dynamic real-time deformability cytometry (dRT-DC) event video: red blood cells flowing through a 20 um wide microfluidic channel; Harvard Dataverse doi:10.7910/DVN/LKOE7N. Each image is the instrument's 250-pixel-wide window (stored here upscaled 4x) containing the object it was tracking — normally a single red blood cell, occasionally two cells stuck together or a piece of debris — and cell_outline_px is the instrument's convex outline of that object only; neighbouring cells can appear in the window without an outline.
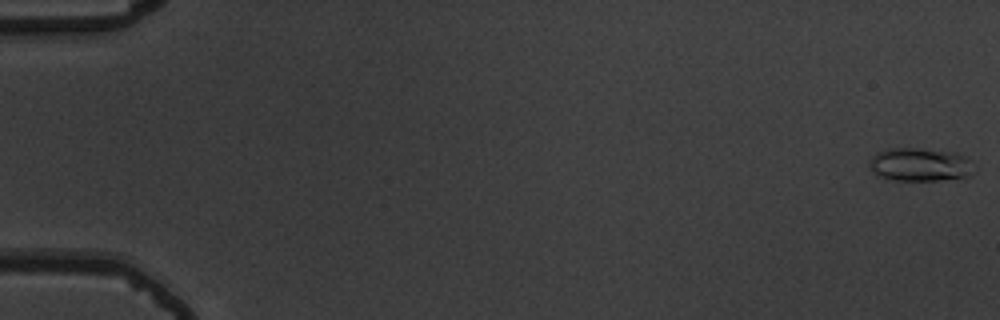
{"species": "common noctule bat (a hibernating species)", "species_latin": "Nyctalus noctula", "temperature_condition": "warm", "stored_images_in_passage": 17, "camera_frame_rate_fps": 3000, "um_per_image_px": 0.085, "animal": {"sex": "male", "body_mass_g": 19.5, "forearm_length_mm": 54.6}, "frame": {"image": 1, "passage_image": 1, "time_ms": 0.0, "image_size_px": [1000, 320], "cell_outline_px": [[972, 176], [964, 180], [896, 180], [876, 176], [872, 172], [868, 164], [868, 160], [876, 152], [888, 148], [920, 148], [956, 152], [968, 156], [972, 160]], "centroid_in_image_um": [78.24, 14.0], "position_along_channel_um": 6.8, "area_um2": 21.15}}